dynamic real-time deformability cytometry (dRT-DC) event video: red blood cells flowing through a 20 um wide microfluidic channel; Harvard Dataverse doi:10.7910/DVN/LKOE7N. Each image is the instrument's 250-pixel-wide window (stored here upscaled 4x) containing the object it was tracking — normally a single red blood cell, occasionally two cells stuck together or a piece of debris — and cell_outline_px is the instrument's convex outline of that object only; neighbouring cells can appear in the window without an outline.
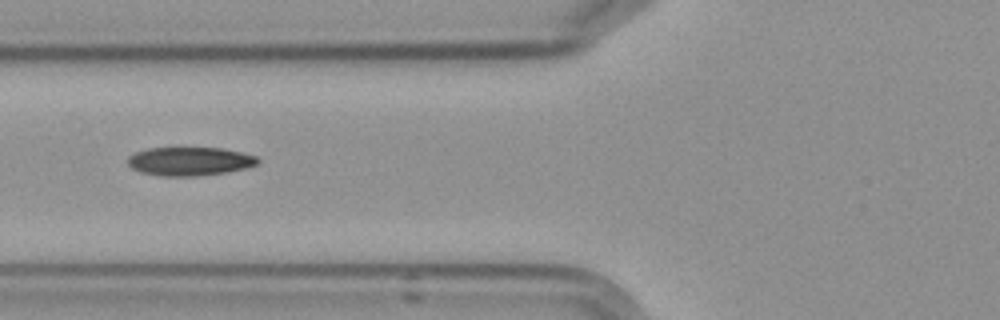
{"species": "Egyptian fruit bat (a non-hibernating species)", "species_latin": "Rousettus aegyptiacus", "temperature_condition": "cold", "stored_images_in_passage": 3, "camera_frame_rate_fps": 3000, "um_per_image_px": 0.085, "frame": {"image": 1, "passage_image": 3, "time_ms": 2.333, "image_size_px": [1000, 320], "cell_outline_px": [[260, 160], [256, 164], [244, 168], [228, 172], [196, 176], [160, 176], [140, 172], [132, 168], [128, 164], [128, 156], [136, 152], [148, 148], [180, 144], [224, 148], [244, 152], [256, 156]], "centroid_in_image_um": [16.11, 13.65], "position_along_channel_um": 109.7, "area_um2": 22.83}}